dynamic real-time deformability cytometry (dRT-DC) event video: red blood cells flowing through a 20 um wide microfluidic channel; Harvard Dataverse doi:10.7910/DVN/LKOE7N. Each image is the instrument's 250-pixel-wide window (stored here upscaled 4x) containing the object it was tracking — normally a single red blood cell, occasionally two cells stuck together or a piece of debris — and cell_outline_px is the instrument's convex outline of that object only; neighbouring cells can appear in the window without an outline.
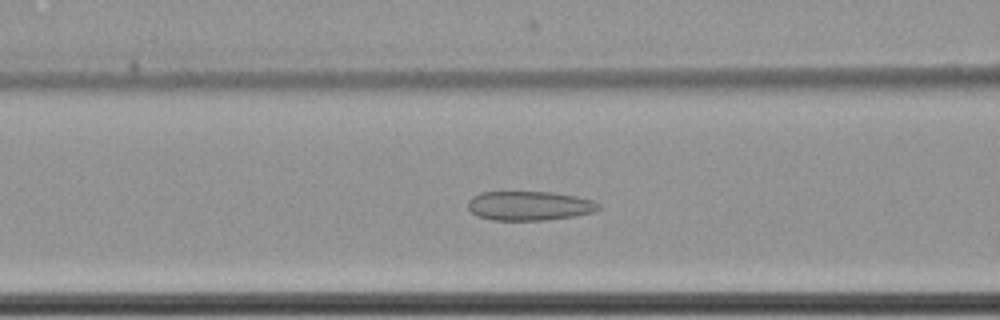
{"species": "common noctule bat (a hibernating species)", "species_latin": "Nyctalus noctula", "temperature_condition": "cold", "stored_images_in_passage": 62, "camera_frame_rate_fps": 3000, "um_per_image_px": 0.085, "animal": {"sex": "female", "body_mass_g": 22.7, "forearm_length_mm": 54.2}, "frame": {"image": 1, "passage_image": 28, "time_ms": 9.0, "image_size_px": [1000, 320], "cell_outline_px": [[600, 208], [596, 212], [572, 216], [544, 220], [492, 220], [476, 216], [468, 208], [468, 200], [472, 196], [480, 192], [552, 192], [576, 196], [592, 200], [600, 204]], "centroid_in_image_um": [44.98, 17.49], "position_along_channel_um": 121.6, "area_um2": 22.37}}
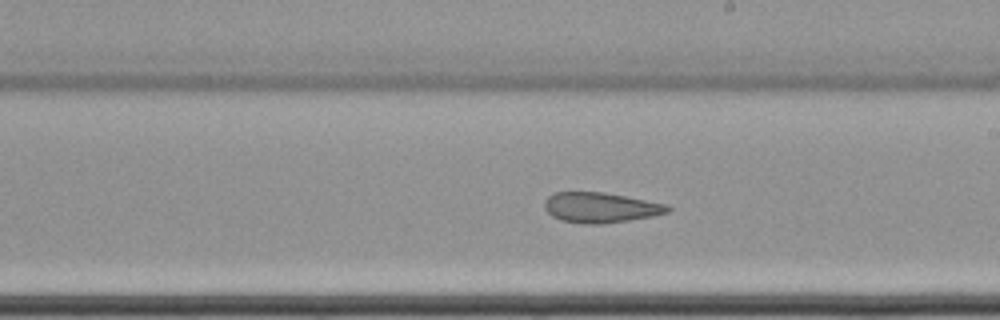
{"frame": {"image": 2, "passage_image": 38, "time_ms": 12.333, "image_size_px": [1000, 320], "cell_outline_px": [[672, 208], [668, 212], [652, 216], [628, 220], [600, 224], [584, 224], [560, 220], [552, 216], [544, 208], [544, 200], [552, 192], [604, 192], [668, 204]], "centroid_in_image_um": [51.02, 17.63], "position_along_channel_um": 238.0, "area_um2": 21.79}}
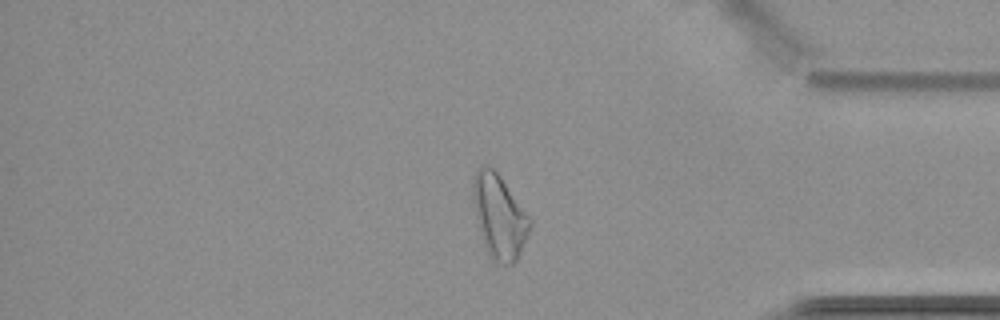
{"frame": {"image": 3, "passage_image": 53, "time_ms": 17.333, "image_size_px": [1000, 320], "cell_outline_px": [[532, 224], [516, 260], [512, 264], [500, 264], [492, 260], [484, 244], [476, 216], [472, 196], [472, 176], [484, 164], [488, 164], [500, 176], [532, 220]], "centroid_in_image_um": [42.42, 18.38], "position_along_channel_um": 392.8, "area_um2": 27.4}, "authors_computed_cell_mechanics": {"area_um2": 27.3683, "velocity_mm_per_s": 3.4906, "shape_relaxation_time_tau1_ms": null, "shape_relaxation_time_tau2_ms": 6.9966, "deformation_change_tau1": null, "deformation_change_tau2": 0.139}}